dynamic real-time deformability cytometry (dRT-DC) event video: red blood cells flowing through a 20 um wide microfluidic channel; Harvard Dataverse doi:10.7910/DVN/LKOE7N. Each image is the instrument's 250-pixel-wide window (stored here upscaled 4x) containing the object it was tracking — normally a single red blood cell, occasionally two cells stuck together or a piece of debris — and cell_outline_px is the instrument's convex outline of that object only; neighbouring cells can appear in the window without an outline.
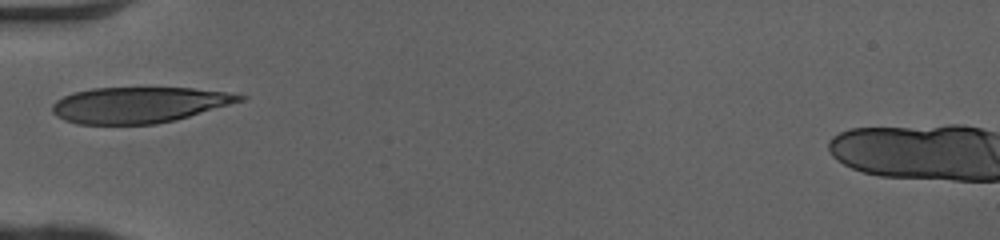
{"species": "human", "species_latin": "Homo sapiens", "temperature_condition": "cold", "stored_images_in_passage": 27, "camera_frame_rate_fps": 3000, "um_per_image_px": 0.085, "donor": {"sex": "female"}, "frame": {"image": 1, "passage_image": 1, "time_ms": 0.0, "image_size_px": [1000, 240], "cell_outline_px": [[248, 96], [244, 100], [176, 120], [156, 124], [76, 124], [64, 120], [56, 116], [52, 112], [52, 104], [56, 100], [72, 92], [92, 88], [192, 88], [224, 92]], "centroid_in_image_um": [11.77, 8.92], "position_along_channel_um": 73.2, "area_um2": 39.13}}
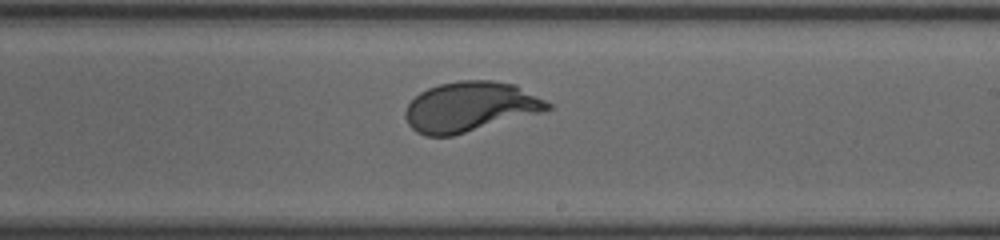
{"frame": {"image": 2, "passage_image": 14, "time_ms": 4.333, "image_size_px": [1000, 240], "cell_outline_px": [[552, 108], [540, 112], [452, 136], [424, 136], [416, 132], [408, 124], [404, 116], [404, 112], [408, 104], [420, 92], [428, 88], [440, 84], [460, 80], [492, 80], [516, 84], [552, 104]], "centroid_in_image_um": [39.93, 9.07], "position_along_channel_um": 249.1, "area_um2": 41.21}}
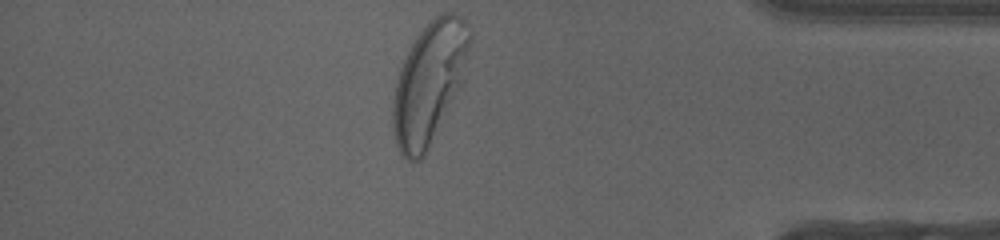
{"frame": {"image": 3, "passage_image": 27, "time_ms": 8.667, "image_size_px": [1000, 240], "cell_outline_px": [[472, 36], [464, 80], [424, 156], [420, 160], [412, 164], [400, 152], [396, 144], [392, 128], [392, 100], [396, 80], [400, 68], [412, 44], [420, 32], [440, 12], [452, 12], [460, 16], [464, 20]], "centroid_in_image_um": [36.48, 7.06], "position_along_channel_um": 398.7, "area_um2": 54.33}, "authors_computed_cell_mechanics": {"area_um2": 41.2114, "velocity_mm_per_s": 4.0546, "shape_relaxation_time_tau1_ms": 2.2092, "shape_relaxation_time_tau2_ms": null, "deformation_change_tau1": 0.1531, "deformation_change_tau2": null}}